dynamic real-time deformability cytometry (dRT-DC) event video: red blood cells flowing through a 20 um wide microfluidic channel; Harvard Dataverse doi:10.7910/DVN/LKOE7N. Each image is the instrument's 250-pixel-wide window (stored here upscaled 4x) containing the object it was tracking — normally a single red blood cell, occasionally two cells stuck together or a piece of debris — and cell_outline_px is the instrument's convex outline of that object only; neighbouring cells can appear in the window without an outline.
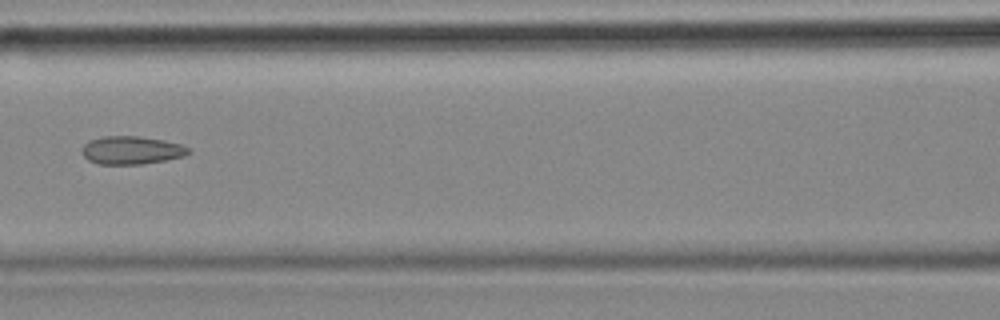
{"species": "common noctule bat (a hibernating species)", "species_latin": "Nyctalus noctula", "temperature_condition": "cold", "stored_images_in_passage": 6, "camera_frame_rate_fps": 3000, "um_per_image_px": 0.085, "animal": {"sex": "female", "body_mass_g": 18.4}, "frame": {"image": 1, "passage_image": 4, "time_ms": 1.0, "image_size_px": [1000, 320], "cell_outline_px": [[192, 152], [184, 156], [164, 160], [140, 164], [100, 164], [88, 160], [80, 152], [80, 148], [88, 140], [104, 136], [140, 136], [164, 140], [180, 144], [188, 148]], "centroid_in_image_um": [11.14, 12.76], "position_along_channel_um": 155.5, "area_um2": 17.51}}
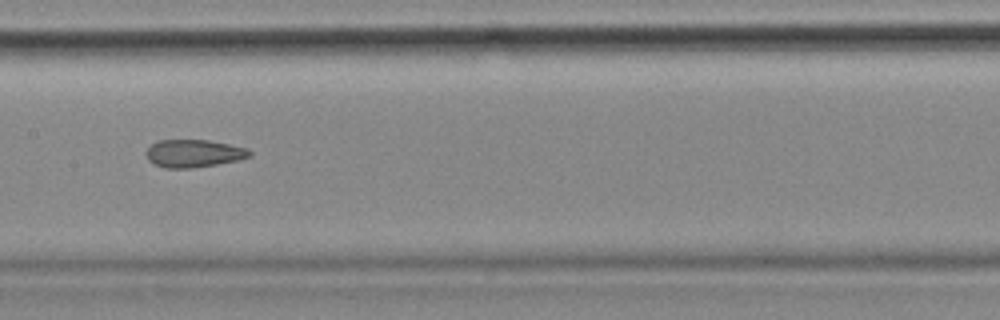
{"frame": {"image": 2, "passage_image": 5, "time_ms": 1.333, "image_size_px": [1000, 320], "cell_outline_px": [[252, 156], [236, 160], [216, 164], [192, 168], [164, 168], [152, 164], [148, 160], [144, 152], [152, 144], [160, 140], [208, 140], [248, 148], [252, 152]], "centroid_in_image_um": [16.44, 13.04], "position_along_channel_um": 191.0, "area_um2": 16.76}}